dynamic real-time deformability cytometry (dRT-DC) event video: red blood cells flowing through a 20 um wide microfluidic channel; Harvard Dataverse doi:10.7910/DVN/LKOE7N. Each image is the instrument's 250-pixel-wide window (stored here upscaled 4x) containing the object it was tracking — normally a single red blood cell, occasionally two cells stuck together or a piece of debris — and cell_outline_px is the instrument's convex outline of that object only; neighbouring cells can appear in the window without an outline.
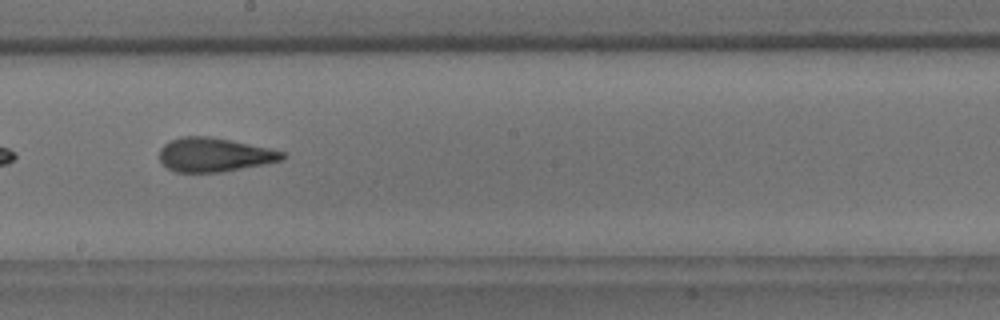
{"species": "common noctule bat (a hibernating species)", "species_latin": "Nyctalus noctula", "temperature_condition": "room temperature", "stored_images_in_passage": 33, "camera_frame_rate_fps": 3000, "um_per_image_px": 0.085, "animal": {"sex": "male", "body_mass_g": 18.8}, "frame": {"image": 1, "passage_image": 30, "time_ms": 9.667, "image_size_px": [1000, 320], "cell_outline_px": [[288, 156], [284, 160], [264, 164], [220, 172], [176, 172], [168, 168], [160, 160], [160, 148], [168, 140], [180, 136], [208, 136], [268, 148], [284, 152]], "centroid_in_image_um": [18.2, 13.15], "position_along_channel_um": 230.0, "area_um2": 24.22}}